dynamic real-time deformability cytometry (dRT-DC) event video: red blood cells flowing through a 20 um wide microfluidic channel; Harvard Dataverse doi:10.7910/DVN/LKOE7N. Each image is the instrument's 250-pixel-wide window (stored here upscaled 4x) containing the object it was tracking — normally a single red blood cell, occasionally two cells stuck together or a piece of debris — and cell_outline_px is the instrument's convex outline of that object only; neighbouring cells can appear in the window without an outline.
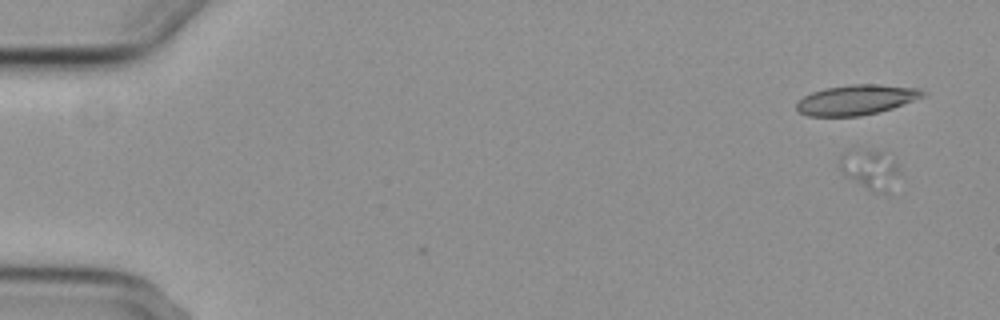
{"species": "common noctule bat (a hibernating species)", "species_latin": "Nyctalus noctula", "temperature_condition": "cold", "stored_images_in_passage": 5, "camera_frame_rate_fps": 3000, "um_per_image_px": 0.085, "animal": {"sex": "female", "body_mass_g": 29.2, "forearm_length_mm": 56.3}, "frame": {"image": 1, "passage_image": 1, "time_ms": 0.0, "image_size_px": [1000, 320], "cell_outline_px": [[900, 168], [896, 172], [876, 188], [868, 188], [844, 176], [840, 168], [840, 160], [868, 152], [880, 152], [896, 164]], "centroid_in_image_um": [73.84, 14.35], "position_along_channel_um": 11.2, "area_um2": 10.52}}
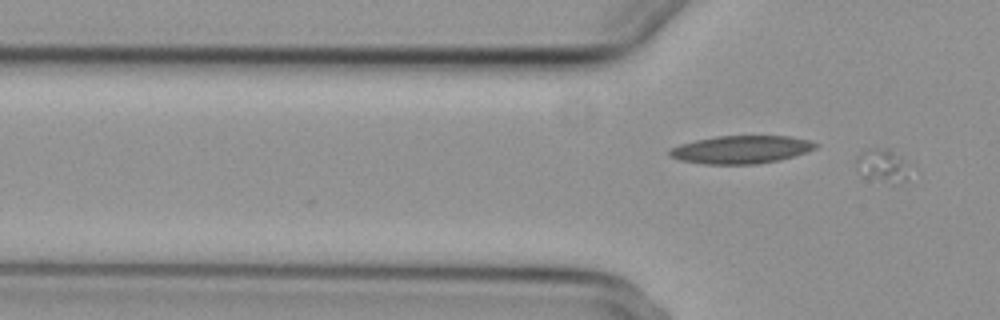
{"frame": {"image": 2, "passage_image": 5, "time_ms": 5.0, "image_size_px": [1000, 320], "cell_outline_px": [[912, 176], [908, 180], [900, 184], [892, 184], [864, 176], [856, 164], [856, 156], [868, 148], [888, 148], [900, 156], [904, 160], [912, 172]], "centroid_in_image_um": [75.1, 14.09], "position_along_channel_um": 50.7, "area_um2": 10.64}}